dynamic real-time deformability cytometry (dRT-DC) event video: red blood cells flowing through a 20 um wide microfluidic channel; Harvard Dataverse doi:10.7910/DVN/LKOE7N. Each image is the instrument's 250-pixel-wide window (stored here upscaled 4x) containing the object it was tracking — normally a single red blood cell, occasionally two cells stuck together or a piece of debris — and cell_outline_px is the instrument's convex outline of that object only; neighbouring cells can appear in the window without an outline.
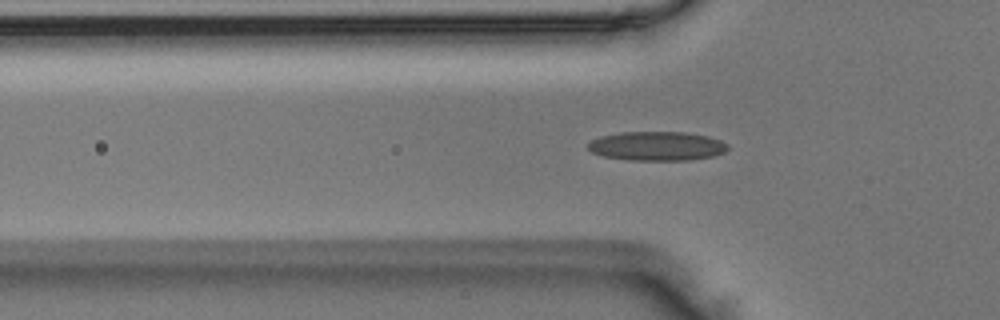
{"species": "Egyptian fruit bat (a non-hibernating species)", "species_latin": "Rousettus aegyptiacus", "temperature_condition": "room temperature", "stored_images_in_passage": 39, "camera_frame_rate_fps": 3000, "um_per_image_px": 0.085, "animal": {"sex": "male"}, "frame": {"image": 1, "passage_image": 10, "time_ms": 3.0, "image_size_px": [1000, 320], "cell_outline_px": [[728, 148], [724, 152], [712, 156], [688, 160], [628, 160], [604, 156], [592, 152], [588, 148], [588, 144], [592, 140], [600, 136], [624, 132], [684, 132], [708, 136], [720, 140], [728, 144]], "centroid_in_image_um": [55.84, 12.41], "position_along_channel_um": 70.0, "area_um2": 23.58}}
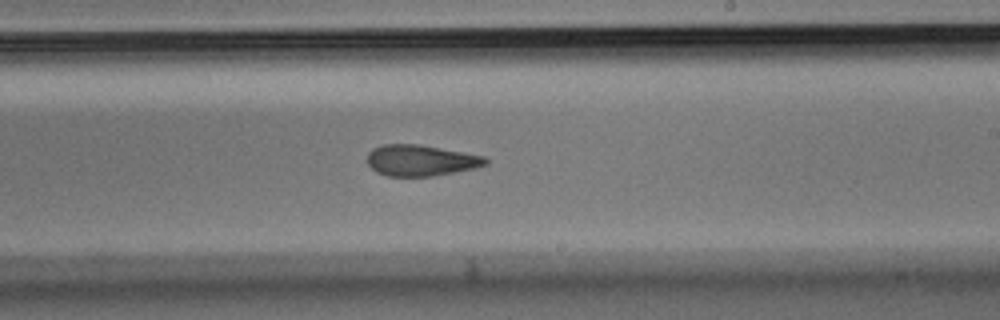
{"frame": {"image": 2, "passage_image": 24, "time_ms": 7.667, "image_size_px": [1000, 320], "cell_outline_px": [[488, 164], [476, 168], [432, 176], [388, 176], [376, 172], [368, 164], [368, 152], [372, 148], [384, 144], [420, 144], [484, 156], [488, 160]], "centroid_in_image_um": [35.76, 13.63], "position_along_channel_um": 253.2, "area_um2": 21.44}}
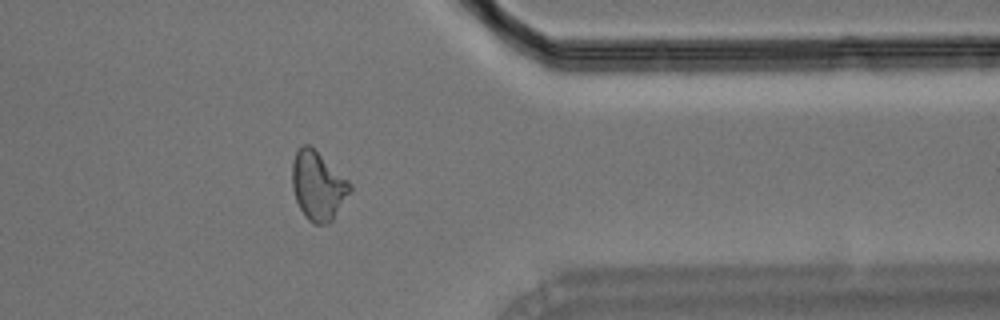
{"frame": {"image": 3, "passage_image": 35, "time_ms": 11.333, "image_size_px": [1000, 320], "cell_outline_px": [[352, 188], [332, 220], [328, 224], [312, 224], [304, 216], [296, 200], [292, 188], [292, 160], [296, 152], [304, 144], [308, 144], [348, 180], [352, 184]], "centroid_in_image_um": [27.0, 15.82], "position_along_channel_um": 384.4, "area_um2": 22.83}}